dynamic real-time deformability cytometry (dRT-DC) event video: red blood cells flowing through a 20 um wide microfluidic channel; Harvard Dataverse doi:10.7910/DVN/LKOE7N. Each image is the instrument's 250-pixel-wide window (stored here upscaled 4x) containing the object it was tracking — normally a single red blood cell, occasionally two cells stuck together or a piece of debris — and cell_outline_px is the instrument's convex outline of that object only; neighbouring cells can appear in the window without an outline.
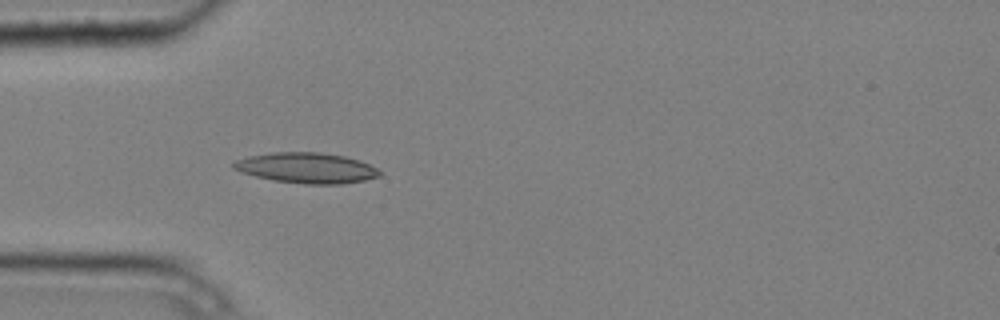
{"species": "common noctule bat (a hibernating species)", "species_latin": "Nyctalus noctula", "temperature_condition": "cold", "stored_images_in_passage": 5, "camera_frame_rate_fps": 3000, "um_per_image_px": 0.085, "animal": {"sex": "male", "body_mass_g": 20.4}, "frame": {"image": 1, "passage_image": 5, "time_ms": 1.333, "image_size_px": [1000, 320], "cell_outline_px": [[384, 172], [380, 176], [364, 180], [340, 184], [304, 184], [272, 180], [240, 172], [232, 168], [232, 164], [236, 160], [248, 156], [272, 152], [320, 152], [344, 156], [360, 160]], "centroid_in_image_um": [26.06, 14.27], "position_along_channel_um": 58.9, "area_um2": 26.07}}